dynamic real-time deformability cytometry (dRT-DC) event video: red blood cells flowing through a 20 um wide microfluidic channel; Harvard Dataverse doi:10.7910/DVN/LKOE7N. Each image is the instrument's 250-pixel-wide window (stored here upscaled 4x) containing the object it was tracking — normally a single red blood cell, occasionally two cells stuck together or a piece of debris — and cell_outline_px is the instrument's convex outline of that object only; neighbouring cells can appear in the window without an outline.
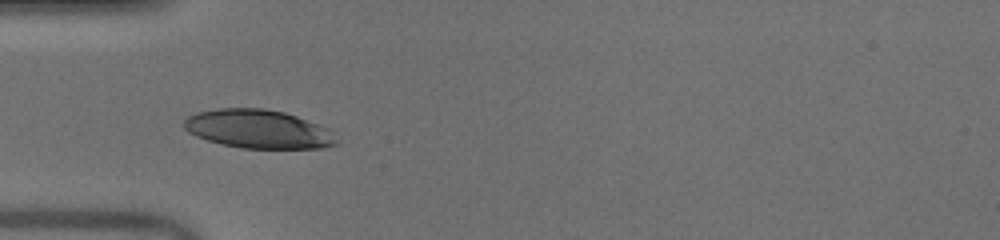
{"species": "human", "species_latin": "Homo sapiens", "temperature_condition": "warm", "stored_images_in_passage": 35, "camera_frame_rate_fps": 3000, "um_per_image_px": 0.085, "donor": {"sex": "male"}, "frame": {"image": 1, "passage_image": 1, "time_ms": 0.0, "image_size_px": [1000, 240], "cell_outline_px": [[336, 144], [324, 148], [244, 148], [220, 144], [196, 136], [188, 132], [184, 128], [184, 120], [188, 116], [200, 112], [216, 108], [264, 108], [284, 112], [296, 116], [328, 128], [336, 140]], "centroid_in_image_um": [21.93, 10.97], "position_along_channel_um": 63.1, "area_um2": 34.1}}
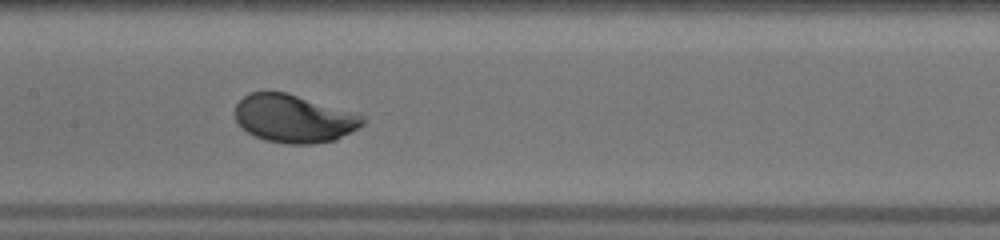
{"frame": {"image": 2, "passage_image": 10, "time_ms": 3.0, "image_size_px": [1000, 240], "cell_outline_px": [[364, 124], [336, 140], [312, 144], [288, 144], [264, 140], [248, 132], [236, 120], [236, 104], [248, 92], [288, 92], [364, 116]], "centroid_in_image_um": [24.97, 10.08], "position_along_channel_um": 182.4, "area_um2": 35.37}}
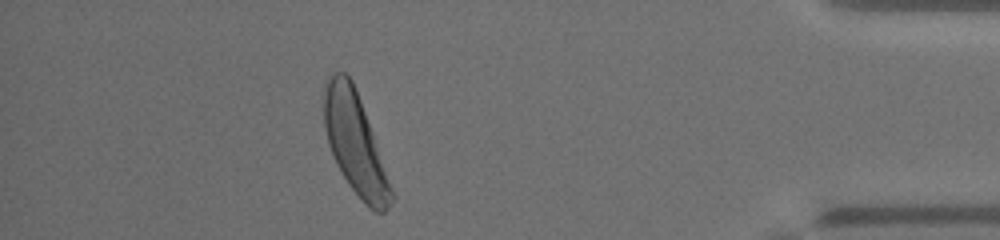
{"frame": {"image": 3, "passage_image": 30, "time_ms": 9.667, "image_size_px": [1000, 240], "cell_outline_px": [[396, 196], [388, 208], [384, 212], [376, 212], [368, 208], [348, 184], [336, 164], [328, 144], [324, 128], [324, 84], [328, 76], [332, 72], [344, 72], [352, 80], [360, 100]], "centroid_in_image_um": [30.18, 12.22], "position_along_channel_um": 405.0, "area_um2": 39.59}, "authors_computed_cell_mechanics": {"area_um2": 36.0672, "velocity_mm_per_s": 4.0386, "shape_relaxation_time_tau1_ms": 1.8062, "shape_relaxation_time_tau2_ms": null, "deformation_change_tau1": 0.1601, "deformation_change_tau2": null}}